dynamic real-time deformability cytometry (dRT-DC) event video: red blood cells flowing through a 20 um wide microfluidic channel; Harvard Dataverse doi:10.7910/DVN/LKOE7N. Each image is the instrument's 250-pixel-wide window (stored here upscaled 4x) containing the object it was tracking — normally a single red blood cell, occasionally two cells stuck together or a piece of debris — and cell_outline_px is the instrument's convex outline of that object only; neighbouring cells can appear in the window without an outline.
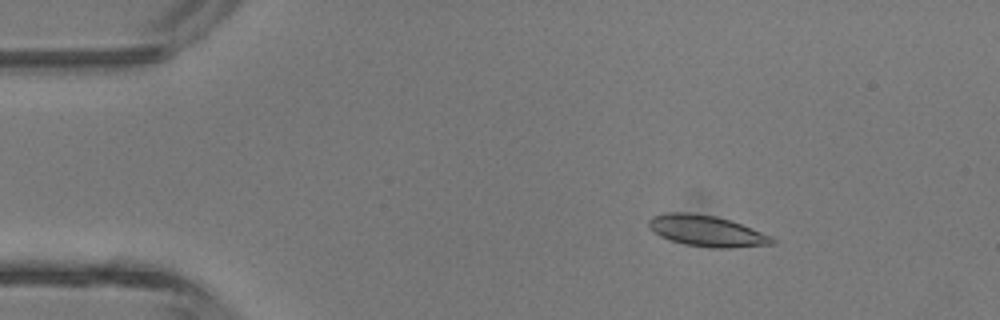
{"species": "common noctule bat (a hibernating species)", "species_latin": "Nyctalus noctula", "temperature_condition": "room temperature", "stored_images_in_passage": 6, "camera_frame_rate_fps": 3000, "um_per_image_px": 0.085, "animal": {"sex": "male", "body_mass_g": 13.3}, "frame": {"image": 1, "passage_image": 2, "time_ms": 2.0, "image_size_px": [1000, 320], "cell_outline_px": [[776, 244], [732, 248], [712, 248], [684, 244], [660, 236], [652, 232], [648, 228], [648, 220], [652, 216], [672, 212], [688, 212], [716, 216], [732, 220], [772, 236], [776, 240]], "centroid_in_image_um": [60.09, 19.63], "position_along_channel_um": 24.9, "area_um2": 22.6}}
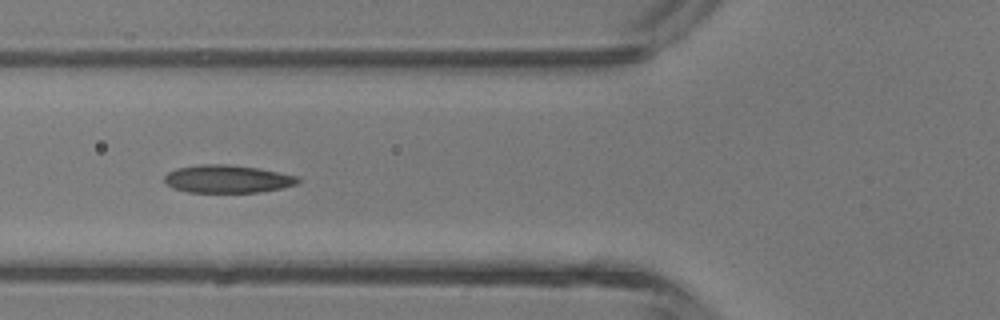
{"frame": {"image": 2, "passage_image": 5, "time_ms": 5.333, "image_size_px": [1000, 320], "cell_outline_px": [[300, 184], [260, 192], [188, 192], [172, 188], [164, 180], [164, 176], [168, 172], [176, 168], [200, 164], [228, 164], [260, 168], [300, 176]], "centroid_in_image_um": [19.37, 15.2], "position_along_channel_um": 106.4, "area_um2": 21.91}}
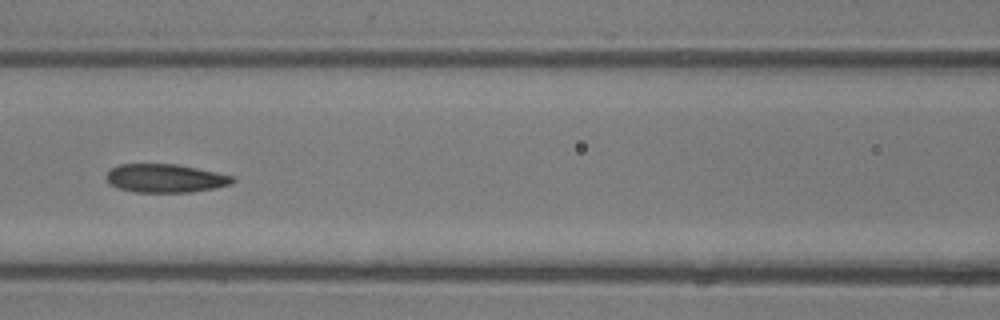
{"frame": {"image": 3, "passage_image": 6, "time_ms": 6.333, "image_size_px": [1000, 320], "cell_outline_px": [[236, 180], [232, 184], [216, 188], [192, 192], [136, 192], [120, 188], [112, 184], [108, 180], [108, 172], [112, 168], [120, 164], [180, 164], [236, 176]], "centroid_in_image_um": [14.17, 15.15], "position_along_channel_um": 152.4, "area_um2": 20.98}}